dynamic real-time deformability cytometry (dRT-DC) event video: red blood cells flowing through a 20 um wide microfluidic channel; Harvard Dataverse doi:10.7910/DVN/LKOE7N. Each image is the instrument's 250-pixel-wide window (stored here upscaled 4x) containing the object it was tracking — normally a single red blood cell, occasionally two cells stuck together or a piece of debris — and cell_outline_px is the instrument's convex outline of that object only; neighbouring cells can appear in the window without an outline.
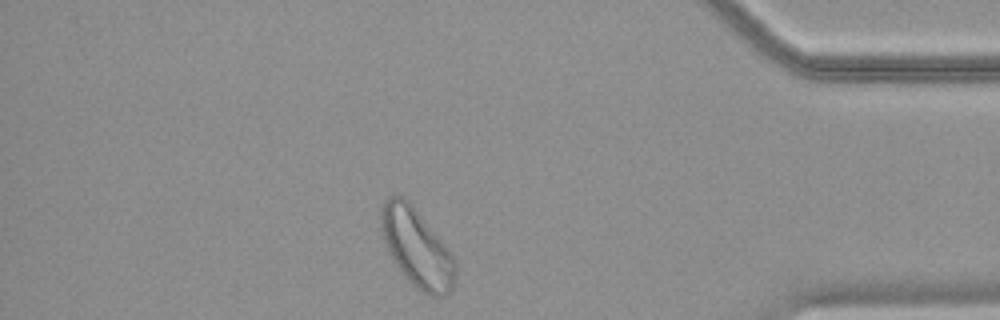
{"species": "common noctule bat (a hibernating species)", "species_latin": "Nyctalus noctula", "temperature_condition": "warm", "stored_images_in_passage": 44, "camera_frame_rate_fps": 3000, "um_per_image_px": 0.085, "animal": {"sex": "female", "body_mass_g": 18.4}, "frame": {"image": 1, "passage_image": 38, "time_ms": 12.333, "image_size_px": [1000, 320], "cell_outline_px": [[456, 276], [452, 288], [444, 296], [428, 296], [416, 288], [400, 272], [392, 260], [388, 252], [380, 232], [380, 208], [388, 196], [396, 192], [404, 196], [412, 204], [448, 248], [456, 260]], "centroid_in_image_um": [35.39, 21.03], "position_along_channel_um": 399.8, "area_um2": 34.56}}